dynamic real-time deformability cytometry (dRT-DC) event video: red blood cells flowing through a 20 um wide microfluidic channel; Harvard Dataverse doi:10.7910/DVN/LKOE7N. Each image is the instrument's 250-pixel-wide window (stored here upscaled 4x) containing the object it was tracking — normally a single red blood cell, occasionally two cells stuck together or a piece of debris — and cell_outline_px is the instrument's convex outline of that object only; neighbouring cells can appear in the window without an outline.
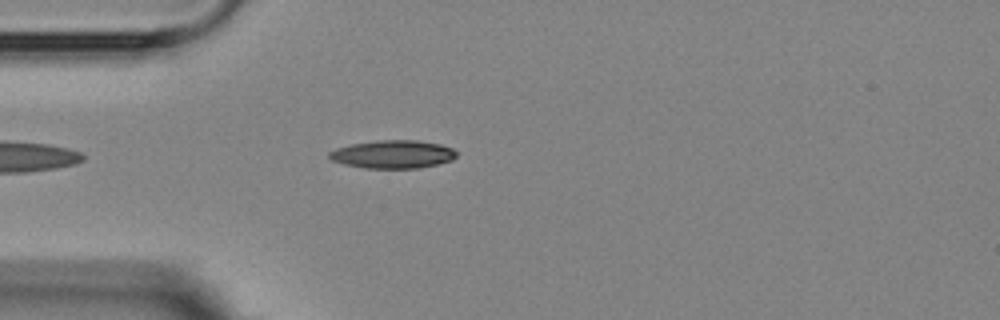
{"species": "Egyptian fruit bat (a non-hibernating species)", "species_latin": "Rousettus aegyptiacus", "temperature_condition": "room temperature", "stored_images_in_passage": 1, "camera_frame_rate_fps": 3000, "um_per_image_px": 0.085, "animal": {"sex": "female"}, "frame": {"image": 1, "passage_image": 1, "time_ms": 0.0, "image_size_px": [1000, 320], "cell_outline_px": [[456, 156], [452, 160], [420, 168], [364, 168], [344, 164], [332, 160], [328, 156], [328, 152], [336, 148], [352, 144], [376, 140], [416, 140], [440, 144], [452, 148], [456, 152]], "centroid_in_image_um": [33.38, 13.11], "position_along_channel_um": 51.6, "area_um2": 20.81}}